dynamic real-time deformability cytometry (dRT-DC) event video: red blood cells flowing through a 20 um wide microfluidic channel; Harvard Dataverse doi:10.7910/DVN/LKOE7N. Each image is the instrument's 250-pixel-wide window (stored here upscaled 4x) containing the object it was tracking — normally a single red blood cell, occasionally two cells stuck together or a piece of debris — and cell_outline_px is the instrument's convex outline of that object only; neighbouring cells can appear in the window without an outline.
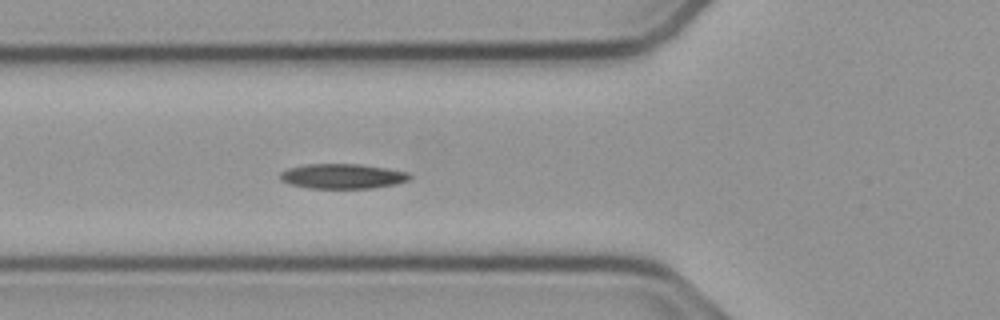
{"species": "common noctule bat (a hibernating species)", "species_latin": "Nyctalus noctula", "temperature_condition": "cold", "stored_images_in_passage": 21, "camera_frame_rate_fps": 3000, "um_per_image_px": 0.085, "animal": {"sex": "male", "body_mass_g": 23.1, "forearm_length_mm": 52.7}, "frame": {"image": 1, "passage_image": 8, "time_ms": 2.333, "image_size_px": [1000, 320], "cell_outline_px": [[412, 176], [408, 180], [396, 184], [372, 188], [308, 188], [292, 184], [280, 180], [280, 172], [288, 168], [304, 164], [360, 164], [408, 172]], "centroid_in_image_um": [29.1, 14.97], "position_along_channel_um": 96.7, "area_um2": 18.73}}
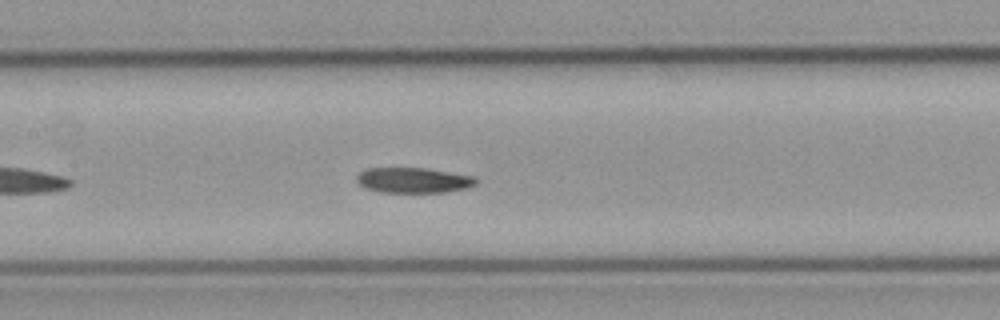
{"frame": {"image": 2, "passage_image": 14, "time_ms": 4.333, "image_size_px": [1000, 320], "cell_outline_px": [[476, 184], [464, 188], [448, 192], [380, 192], [364, 188], [356, 180], [356, 176], [360, 172], [368, 168], [428, 168], [472, 176], [476, 180]], "centroid_in_image_um": [35.1, 15.32], "position_along_channel_um": 172.3, "area_um2": 17.51}}
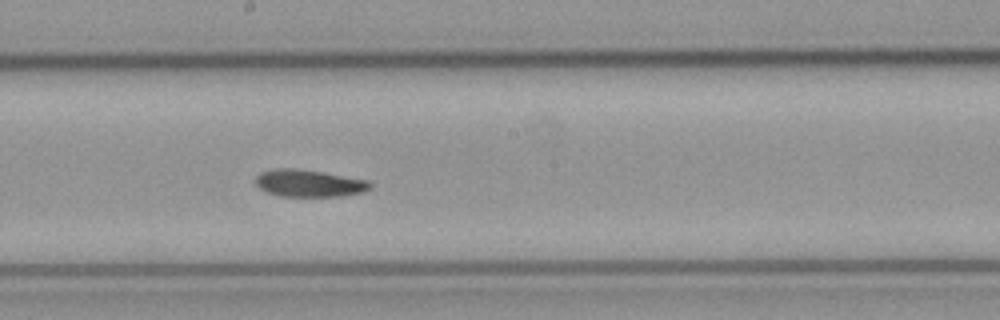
{"frame": {"image": 3, "passage_image": 18, "time_ms": 5.667, "image_size_px": [1000, 320], "cell_outline_px": [[372, 188], [364, 192], [344, 196], [280, 196], [264, 192], [256, 184], [256, 176], [260, 172], [276, 168], [296, 168], [324, 172], [368, 180], [372, 184]], "centroid_in_image_um": [26.28, 15.57], "position_along_channel_um": 221.9, "area_um2": 18.38}}